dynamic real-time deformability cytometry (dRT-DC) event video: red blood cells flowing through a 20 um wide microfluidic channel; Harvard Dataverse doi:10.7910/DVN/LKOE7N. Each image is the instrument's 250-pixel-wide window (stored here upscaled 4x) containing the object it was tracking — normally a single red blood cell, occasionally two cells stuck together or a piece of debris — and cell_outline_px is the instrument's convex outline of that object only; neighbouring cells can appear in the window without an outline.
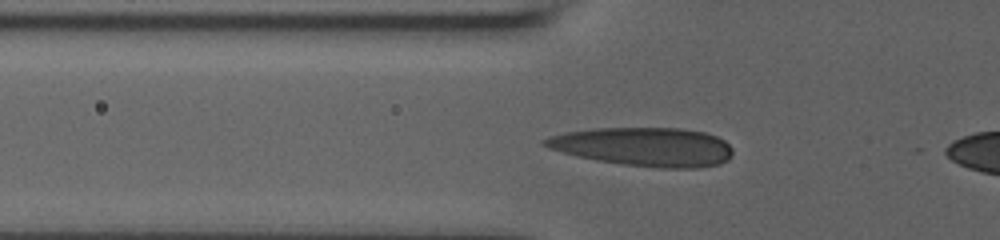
{"species": "human", "species_latin": "Homo sapiens", "temperature_condition": "room temperature", "stored_images_in_passage": 22, "camera_frame_rate_fps": 3000, "um_per_image_px": 0.085, "donor": {"sex": "male"}, "frame": {"image": 1, "passage_image": 19, "time_ms": 6.0, "image_size_px": [1000, 240], "cell_outline_px": [[732, 156], [728, 160], [720, 164], [696, 168], [660, 168], [624, 164], [596, 160], [576, 156], [548, 148], [540, 140], [548, 136], [564, 132], [596, 128], [680, 128], [704, 132], [716, 136], [724, 140], [732, 148]], "centroid_in_image_um": [54.73, 12.47], "position_along_channel_um": 71.1, "area_um2": 42.6}}